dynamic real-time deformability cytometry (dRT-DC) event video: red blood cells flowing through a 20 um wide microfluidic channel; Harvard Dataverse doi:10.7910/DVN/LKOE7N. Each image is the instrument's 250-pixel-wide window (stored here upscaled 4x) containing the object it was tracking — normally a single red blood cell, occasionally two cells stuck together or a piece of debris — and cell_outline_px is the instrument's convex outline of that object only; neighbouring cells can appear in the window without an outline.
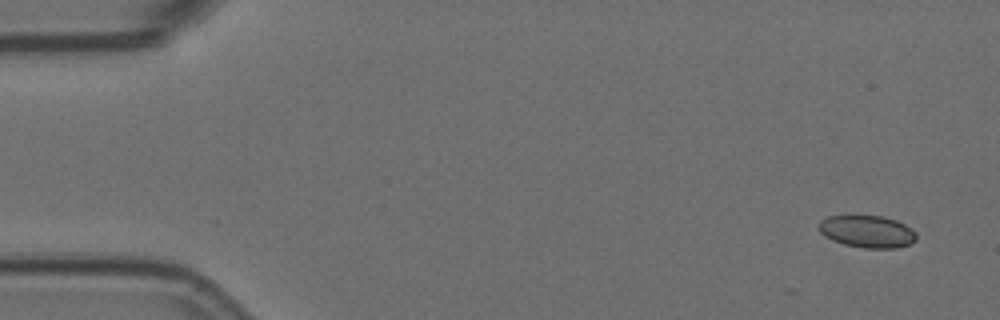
{"species": "Egyptian fruit bat (a non-hibernating species)", "species_latin": "Rousettus aegyptiacus", "temperature_condition": "room temperature", "stored_images_in_passage": 3, "camera_frame_rate_fps": 3000, "um_per_image_px": 0.085, "animal": {"sex": "female"}, "frame": {"image": 1, "passage_image": 1, "time_ms": 0.0, "image_size_px": [1000, 320], "cell_outline_px": [[916, 240], [908, 244], [896, 248], [864, 248], [844, 244], [832, 240], [824, 236], [820, 232], [820, 220], [828, 216], [884, 216], [896, 220], [912, 228], [916, 232]], "centroid_in_image_um": [73.73, 19.68], "position_along_channel_um": 11.3, "area_um2": 18.26}}